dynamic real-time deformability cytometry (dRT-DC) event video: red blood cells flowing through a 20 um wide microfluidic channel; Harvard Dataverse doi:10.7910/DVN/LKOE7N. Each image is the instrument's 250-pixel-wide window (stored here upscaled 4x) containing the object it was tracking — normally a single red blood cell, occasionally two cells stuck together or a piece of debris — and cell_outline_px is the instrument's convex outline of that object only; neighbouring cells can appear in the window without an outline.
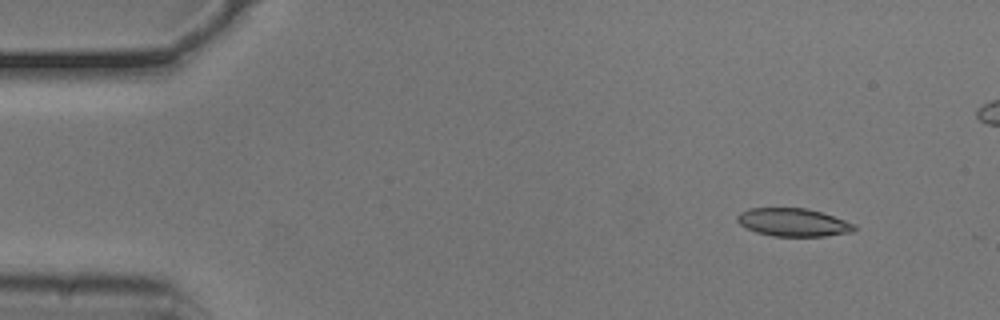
{"species": "common noctule bat (a hibernating species)", "species_latin": "Nyctalus noctula", "temperature_condition": "cold", "stored_images_in_passage": 45, "camera_frame_rate_fps": 3000, "um_per_image_px": 0.085, "animal": {"sex": "male", "body_mass_g": 20.5, "forearm_length_mm": 52.5}, "frame": {"image": 1, "passage_image": 2, "time_ms": 0.333, "image_size_px": [1000, 320], "cell_outline_px": [[856, 228], [852, 232], [824, 236], [772, 236], [756, 232], [740, 224], [736, 220], [736, 216], [740, 212], [748, 208], [808, 208], [856, 224]], "centroid_in_image_um": [67.4, 18.9], "position_along_channel_um": 17.6, "area_um2": 19.07}}
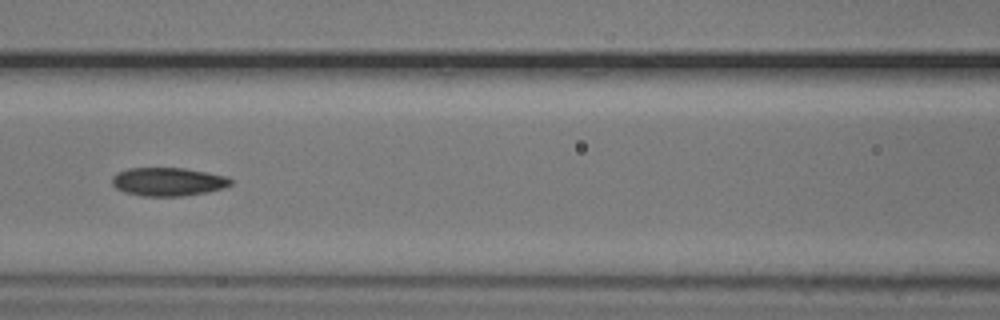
{"frame": {"image": 2, "passage_image": 20, "time_ms": 6.333, "image_size_px": [1000, 320], "cell_outline_px": [[236, 180], [232, 184], [224, 188], [208, 192], [184, 196], [144, 196], [124, 192], [116, 188], [112, 184], [112, 176], [116, 172], [128, 168], [184, 168], [228, 176]], "centroid_in_image_um": [14.32, 15.44], "position_along_channel_um": 152.3, "area_um2": 19.94}}
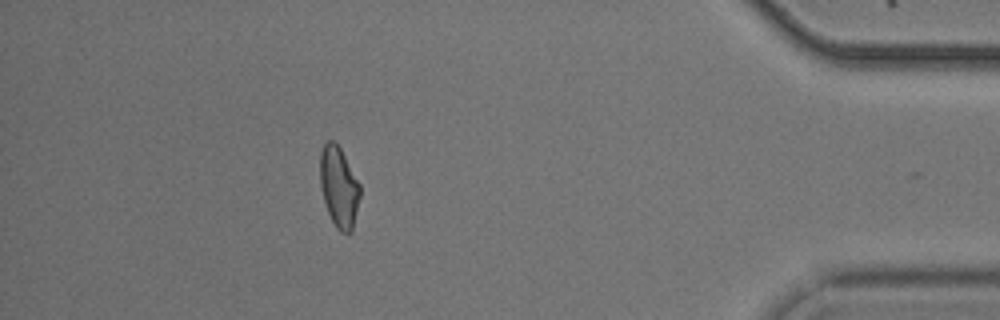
{"frame": {"image": 3, "passage_image": 44, "time_ms": 14.333, "image_size_px": [1000, 320], "cell_outline_px": [[360, 196], [352, 232], [340, 232], [336, 228], [328, 212], [324, 200], [320, 184], [320, 152], [324, 144], [328, 140], [332, 140], [340, 148], [360, 184]], "centroid_in_image_um": [28.81, 15.9], "position_along_channel_um": 406.4, "area_um2": 18.61}, "authors_computed_cell_mechanics": {"area_um2": 19.5364, "velocity_mm_per_s": 3.7939, "shape_relaxation_time_tau1_ms": 5.1099, "shape_relaxation_time_tau2_ms": 4.56, "deformation_change_tau1": 0.1289, "deformation_change_tau2": 0.1081}}